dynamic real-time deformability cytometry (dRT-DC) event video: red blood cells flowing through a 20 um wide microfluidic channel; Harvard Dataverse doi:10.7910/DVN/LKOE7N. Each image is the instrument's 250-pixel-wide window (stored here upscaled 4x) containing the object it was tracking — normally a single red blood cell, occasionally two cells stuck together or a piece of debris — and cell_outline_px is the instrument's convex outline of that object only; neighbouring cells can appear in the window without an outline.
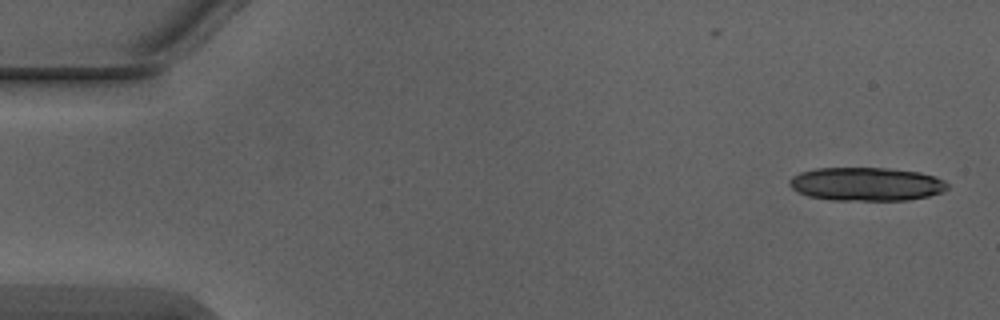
{"species": "Egyptian fruit bat (a non-hibernating species)", "species_latin": "Rousettus aegyptiacus", "temperature_condition": "warm", "stored_images_in_passage": 7, "segment_of_instrument_passage": [1, 2], "camera_frame_rate_fps": 3000, "um_per_image_px": 0.085, "animal": {"sex": "male"}, "frame": {"image": 1, "passage_image": 1, "time_ms": 0.0, "image_size_px": [1000, 320], "cell_outline_px": [[948, 188], [944, 192], [928, 196], [908, 200], [832, 200], [808, 196], [792, 188], [788, 184], [788, 180], [792, 176], [800, 172], [816, 168], [888, 168], [920, 172], [936, 176], [944, 180], [948, 184]], "centroid_in_image_um": [73.66, 15.64], "position_along_channel_um": 11.3, "area_um2": 31.04}}